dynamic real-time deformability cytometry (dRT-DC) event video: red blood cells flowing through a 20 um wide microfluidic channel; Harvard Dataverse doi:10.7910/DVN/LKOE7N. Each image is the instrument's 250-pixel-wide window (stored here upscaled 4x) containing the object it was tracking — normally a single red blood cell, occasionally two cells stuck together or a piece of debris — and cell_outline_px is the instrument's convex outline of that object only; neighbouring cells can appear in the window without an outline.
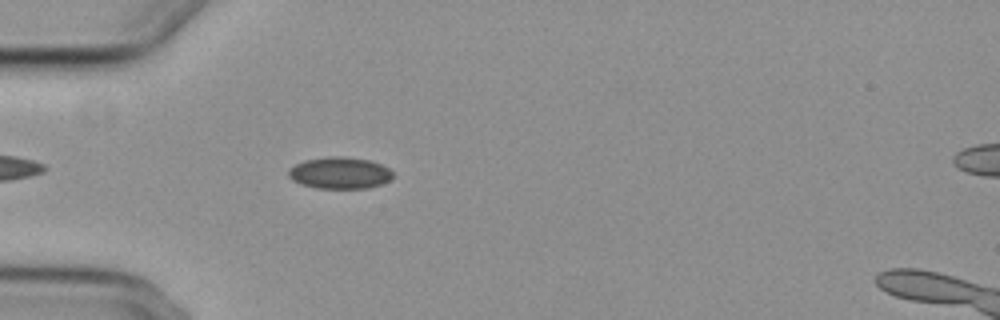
{"species": "common noctule bat (a hibernating species)", "species_latin": "Nyctalus noctula", "temperature_condition": "cold", "stored_images_in_passage": 4, "camera_frame_rate_fps": 3000, "um_per_image_px": 0.085, "animal": {"sex": "female", "body_mass_g": 29.2, "forearm_length_mm": 56.3}, "frame": {"image": 1, "passage_image": 4, "time_ms": 4.333, "image_size_px": [1000, 320], "cell_outline_px": [[392, 176], [388, 180], [380, 184], [368, 188], [316, 188], [300, 184], [292, 180], [288, 176], [288, 168], [304, 160], [328, 156], [344, 156], [368, 160], [380, 164], [388, 168], [392, 172]], "centroid_in_image_um": [28.82, 14.69], "position_along_channel_um": 56.2, "area_um2": 19.25}}